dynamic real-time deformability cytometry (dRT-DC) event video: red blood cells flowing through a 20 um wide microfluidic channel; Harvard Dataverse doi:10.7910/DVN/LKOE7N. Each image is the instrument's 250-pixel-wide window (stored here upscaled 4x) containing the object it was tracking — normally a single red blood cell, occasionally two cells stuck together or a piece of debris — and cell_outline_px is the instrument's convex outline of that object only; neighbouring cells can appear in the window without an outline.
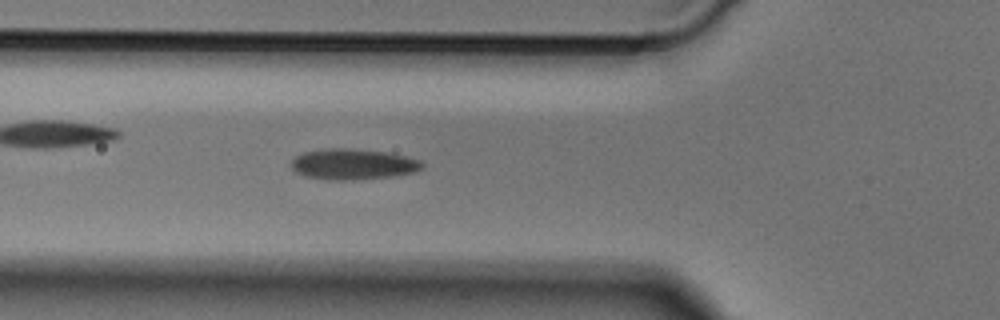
{"species": "Egyptian fruit bat (a non-hibernating species)", "species_latin": "Rousettus aegyptiacus", "temperature_condition": "cold", "stored_images_in_passage": 39, "camera_frame_rate_fps": 3000, "um_per_image_px": 0.085, "animal": {"sex": "male"}, "frame": {"image": 1, "passage_image": 13, "time_ms": 4.0, "image_size_px": [1000, 320], "cell_outline_px": [[424, 168], [416, 172], [392, 176], [352, 180], [328, 180], [308, 176], [296, 172], [292, 168], [292, 160], [296, 156], [304, 152], [324, 148], [344, 148], [384, 152], [404, 156], [420, 160], [424, 164]], "centroid_in_image_um": [30.02, 13.96], "position_along_channel_um": 95.8, "area_um2": 23.29}}
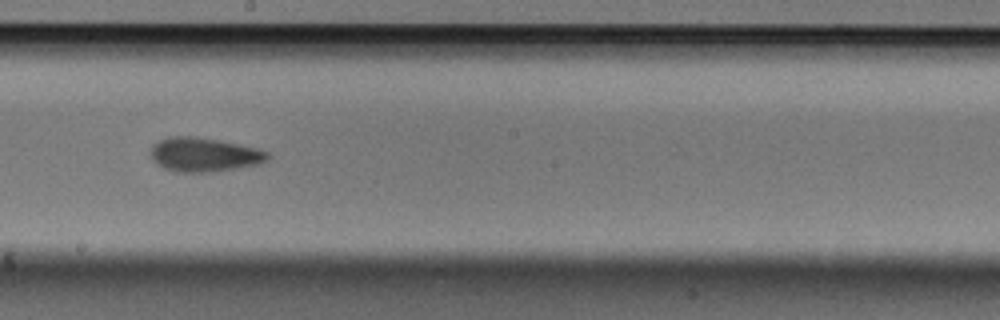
{"frame": {"image": 2, "passage_image": 23, "time_ms": 7.333, "image_size_px": [1000, 320], "cell_outline_px": [[272, 156], [268, 160], [260, 164], [212, 172], [176, 172], [164, 168], [156, 164], [152, 160], [152, 144], [168, 136], [196, 136], [220, 140], [256, 148], [268, 152]], "centroid_in_image_um": [17.36, 13.14], "position_along_channel_um": 230.8, "area_um2": 23.41}}
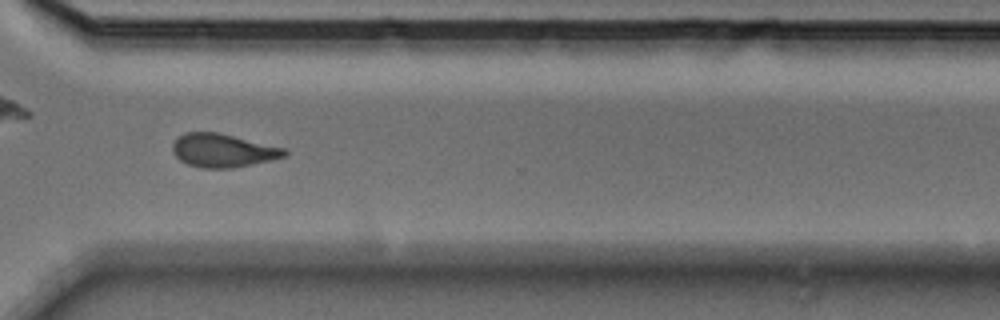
{"frame": {"image": 3, "passage_image": 32, "time_ms": 10.333, "image_size_px": [1000, 320], "cell_outline_px": [[288, 156], [272, 160], [232, 168], [200, 168], [188, 164], [180, 160], [172, 152], [172, 144], [184, 132], [220, 132], [288, 148]], "centroid_in_image_um": [19.01, 12.78], "position_along_channel_um": 351.6, "area_um2": 22.2}}